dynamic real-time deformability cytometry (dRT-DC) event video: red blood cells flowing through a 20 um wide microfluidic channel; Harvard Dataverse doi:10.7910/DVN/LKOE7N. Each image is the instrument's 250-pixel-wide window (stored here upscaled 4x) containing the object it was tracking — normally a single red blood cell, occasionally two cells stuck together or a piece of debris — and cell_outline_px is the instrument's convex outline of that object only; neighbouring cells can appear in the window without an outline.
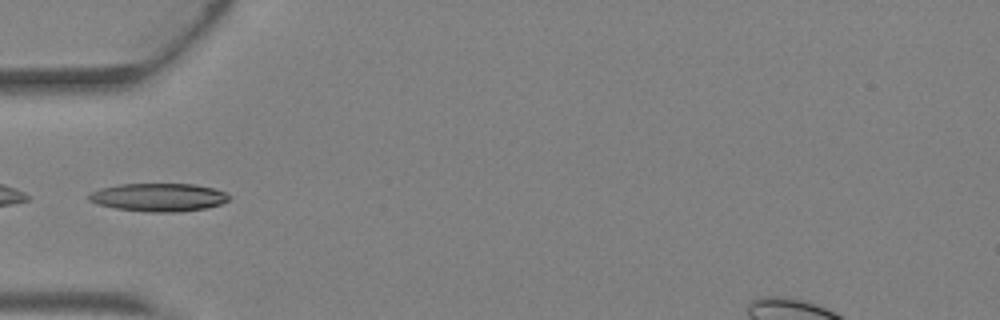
{"species": "Egyptian fruit bat (a non-hibernating species)", "species_latin": "Rousettus aegyptiacus", "temperature_condition": "warm", "stored_images_in_passage": 4, "camera_frame_rate_fps": 3000, "um_per_image_px": 0.085, "animal": {"sex": "female"}, "frame": {"image": 1, "passage_image": 4, "time_ms": 1.0, "image_size_px": [1000, 320], "cell_outline_px": [[232, 196], [228, 200], [220, 204], [204, 208], [180, 212], [148, 212], [116, 208], [96, 204], [88, 200], [88, 196], [92, 192], [100, 188], [120, 184], [196, 184], [216, 188]], "centroid_in_image_um": [13.49, 16.76], "position_along_channel_um": 71.5, "area_um2": 23.06}}